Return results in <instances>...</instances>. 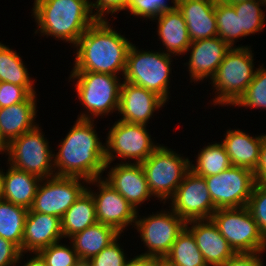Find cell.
<instances>
[{"label": "cell", "mask_w": 266, "mask_h": 266, "mask_svg": "<svg viewBox=\"0 0 266 266\" xmlns=\"http://www.w3.org/2000/svg\"><path fill=\"white\" fill-rule=\"evenodd\" d=\"M155 266H176L171 261H169L166 257H156Z\"/></svg>", "instance_id": "obj_46"}, {"label": "cell", "mask_w": 266, "mask_h": 266, "mask_svg": "<svg viewBox=\"0 0 266 266\" xmlns=\"http://www.w3.org/2000/svg\"><path fill=\"white\" fill-rule=\"evenodd\" d=\"M34 255L29 260H27V262L24 263L23 266H46L44 259L39 253H34Z\"/></svg>", "instance_id": "obj_45"}, {"label": "cell", "mask_w": 266, "mask_h": 266, "mask_svg": "<svg viewBox=\"0 0 266 266\" xmlns=\"http://www.w3.org/2000/svg\"><path fill=\"white\" fill-rule=\"evenodd\" d=\"M232 6L239 15L240 38L263 30L265 13L260 6H266L264 0L244 1Z\"/></svg>", "instance_id": "obj_32"}, {"label": "cell", "mask_w": 266, "mask_h": 266, "mask_svg": "<svg viewBox=\"0 0 266 266\" xmlns=\"http://www.w3.org/2000/svg\"><path fill=\"white\" fill-rule=\"evenodd\" d=\"M41 178L9 165L3 175L2 199L31 209Z\"/></svg>", "instance_id": "obj_24"}, {"label": "cell", "mask_w": 266, "mask_h": 266, "mask_svg": "<svg viewBox=\"0 0 266 266\" xmlns=\"http://www.w3.org/2000/svg\"><path fill=\"white\" fill-rule=\"evenodd\" d=\"M147 125L129 123L118 120L114 123L106 138V166L109 168L117 157L122 160H135L134 163H142L159 146L151 139Z\"/></svg>", "instance_id": "obj_10"}, {"label": "cell", "mask_w": 266, "mask_h": 266, "mask_svg": "<svg viewBox=\"0 0 266 266\" xmlns=\"http://www.w3.org/2000/svg\"><path fill=\"white\" fill-rule=\"evenodd\" d=\"M197 156L196 165L190 162V170L202 177L220 174L231 166L229 156L222 143L215 142L205 146Z\"/></svg>", "instance_id": "obj_30"}, {"label": "cell", "mask_w": 266, "mask_h": 266, "mask_svg": "<svg viewBox=\"0 0 266 266\" xmlns=\"http://www.w3.org/2000/svg\"><path fill=\"white\" fill-rule=\"evenodd\" d=\"M33 16L38 24L35 34L54 36L75 45L97 20L89 0H34Z\"/></svg>", "instance_id": "obj_3"}, {"label": "cell", "mask_w": 266, "mask_h": 266, "mask_svg": "<svg viewBox=\"0 0 266 266\" xmlns=\"http://www.w3.org/2000/svg\"><path fill=\"white\" fill-rule=\"evenodd\" d=\"M118 239L120 236L100 253L85 262L86 266H125L127 256L124 254V249L119 246Z\"/></svg>", "instance_id": "obj_38"}, {"label": "cell", "mask_w": 266, "mask_h": 266, "mask_svg": "<svg viewBox=\"0 0 266 266\" xmlns=\"http://www.w3.org/2000/svg\"><path fill=\"white\" fill-rule=\"evenodd\" d=\"M230 49L219 36L191 42L186 51L187 54L191 50L189 61L184 63L188 66L191 81H203L209 77L211 80Z\"/></svg>", "instance_id": "obj_17"}, {"label": "cell", "mask_w": 266, "mask_h": 266, "mask_svg": "<svg viewBox=\"0 0 266 266\" xmlns=\"http://www.w3.org/2000/svg\"><path fill=\"white\" fill-rule=\"evenodd\" d=\"M117 163L110 168L104 180L119 192L136 210L138 205L148 200L152 194L148 188L141 163Z\"/></svg>", "instance_id": "obj_18"}, {"label": "cell", "mask_w": 266, "mask_h": 266, "mask_svg": "<svg viewBox=\"0 0 266 266\" xmlns=\"http://www.w3.org/2000/svg\"><path fill=\"white\" fill-rule=\"evenodd\" d=\"M153 20H158L157 35L165 46L167 54L184 55L191 44L186 22L176 8L173 11L163 12L160 16Z\"/></svg>", "instance_id": "obj_25"}, {"label": "cell", "mask_w": 266, "mask_h": 266, "mask_svg": "<svg viewBox=\"0 0 266 266\" xmlns=\"http://www.w3.org/2000/svg\"><path fill=\"white\" fill-rule=\"evenodd\" d=\"M246 208L258 224L260 232L266 240V186L255 184Z\"/></svg>", "instance_id": "obj_37"}, {"label": "cell", "mask_w": 266, "mask_h": 266, "mask_svg": "<svg viewBox=\"0 0 266 266\" xmlns=\"http://www.w3.org/2000/svg\"><path fill=\"white\" fill-rule=\"evenodd\" d=\"M215 17L218 36L234 48L235 40L240 37L239 15L235 13V8L216 0Z\"/></svg>", "instance_id": "obj_33"}, {"label": "cell", "mask_w": 266, "mask_h": 266, "mask_svg": "<svg viewBox=\"0 0 266 266\" xmlns=\"http://www.w3.org/2000/svg\"><path fill=\"white\" fill-rule=\"evenodd\" d=\"M30 93L22 86L0 82V108L23 102Z\"/></svg>", "instance_id": "obj_39"}, {"label": "cell", "mask_w": 266, "mask_h": 266, "mask_svg": "<svg viewBox=\"0 0 266 266\" xmlns=\"http://www.w3.org/2000/svg\"><path fill=\"white\" fill-rule=\"evenodd\" d=\"M32 80L19 54L0 42V82L22 86L30 94H36Z\"/></svg>", "instance_id": "obj_28"}, {"label": "cell", "mask_w": 266, "mask_h": 266, "mask_svg": "<svg viewBox=\"0 0 266 266\" xmlns=\"http://www.w3.org/2000/svg\"><path fill=\"white\" fill-rule=\"evenodd\" d=\"M204 178L216 209L246 206L256 184L253 171L233 165Z\"/></svg>", "instance_id": "obj_11"}, {"label": "cell", "mask_w": 266, "mask_h": 266, "mask_svg": "<svg viewBox=\"0 0 266 266\" xmlns=\"http://www.w3.org/2000/svg\"><path fill=\"white\" fill-rule=\"evenodd\" d=\"M93 122L77 119L58 145L59 151L54 152L55 175L87 181L101 178L106 166V146L98 138Z\"/></svg>", "instance_id": "obj_1"}, {"label": "cell", "mask_w": 266, "mask_h": 266, "mask_svg": "<svg viewBox=\"0 0 266 266\" xmlns=\"http://www.w3.org/2000/svg\"><path fill=\"white\" fill-rule=\"evenodd\" d=\"M185 227L193 234L208 266L223 264L236 254L211 219L187 221Z\"/></svg>", "instance_id": "obj_19"}, {"label": "cell", "mask_w": 266, "mask_h": 266, "mask_svg": "<svg viewBox=\"0 0 266 266\" xmlns=\"http://www.w3.org/2000/svg\"><path fill=\"white\" fill-rule=\"evenodd\" d=\"M96 183V184H95ZM97 185L99 192H94L87 186L95 203L96 218L99 223L106 224L122 233L129 225H135L138 210H136L119 192L109 185L102 177L88 181Z\"/></svg>", "instance_id": "obj_15"}, {"label": "cell", "mask_w": 266, "mask_h": 266, "mask_svg": "<svg viewBox=\"0 0 266 266\" xmlns=\"http://www.w3.org/2000/svg\"><path fill=\"white\" fill-rule=\"evenodd\" d=\"M224 4H230L233 5L235 3H240V2H244V1H252V0H218Z\"/></svg>", "instance_id": "obj_48"}, {"label": "cell", "mask_w": 266, "mask_h": 266, "mask_svg": "<svg viewBox=\"0 0 266 266\" xmlns=\"http://www.w3.org/2000/svg\"><path fill=\"white\" fill-rule=\"evenodd\" d=\"M235 253H263L266 240L244 207L216 209L210 218Z\"/></svg>", "instance_id": "obj_9"}, {"label": "cell", "mask_w": 266, "mask_h": 266, "mask_svg": "<svg viewBox=\"0 0 266 266\" xmlns=\"http://www.w3.org/2000/svg\"><path fill=\"white\" fill-rule=\"evenodd\" d=\"M255 69L252 82L233 106L266 109V69L263 66Z\"/></svg>", "instance_id": "obj_34"}, {"label": "cell", "mask_w": 266, "mask_h": 266, "mask_svg": "<svg viewBox=\"0 0 266 266\" xmlns=\"http://www.w3.org/2000/svg\"><path fill=\"white\" fill-rule=\"evenodd\" d=\"M23 253L12 242L0 236V266H17L23 259Z\"/></svg>", "instance_id": "obj_41"}, {"label": "cell", "mask_w": 266, "mask_h": 266, "mask_svg": "<svg viewBox=\"0 0 266 266\" xmlns=\"http://www.w3.org/2000/svg\"><path fill=\"white\" fill-rule=\"evenodd\" d=\"M8 143L3 139V137L0 134V154H4L7 151ZM4 151V152H3ZM3 152V153H2Z\"/></svg>", "instance_id": "obj_47"}, {"label": "cell", "mask_w": 266, "mask_h": 266, "mask_svg": "<svg viewBox=\"0 0 266 266\" xmlns=\"http://www.w3.org/2000/svg\"><path fill=\"white\" fill-rule=\"evenodd\" d=\"M59 243H53L38 252L44 259L46 266H76L80 260L72 244L66 246Z\"/></svg>", "instance_id": "obj_35"}, {"label": "cell", "mask_w": 266, "mask_h": 266, "mask_svg": "<svg viewBox=\"0 0 266 266\" xmlns=\"http://www.w3.org/2000/svg\"><path fill=\"white\" fill-rule=\"evenodd\" d=\"M171 209L185 222L210 219L216 211L204 177L189 170L171 198Z\"/></svg>", "instance_id": "obj_14"}, {"label": "cell", "mask_w": 266, "mask_h": 266, "mask_svg": "<svg viewBox=\"0 0 266 266\" xmlns=\"http://www.w3.org/2000/svg\"><path fill=\"white\" fill-rule=\"evenodd\" d=\"M167 1L169 0H131L127 10L133 16L153 20L163 12L176 9L177 0H171L173 6L169 5Z\"/></svg>", "instance_id": "obj_36"}, {"label": "cell", "mask_w": 266, "mask_h": 266, "mask_svg": "<svg viewBox=\"0 0 266 266\" xmlns=\"http://www.w3.org/2000/svg\"><path fill=\"white\" fill-rule=\"evenodd\" d=\"M36 98V94H30L23 102L0 108V134L7 143L38 125L34 122Z\"/></svg>", "instance_id": "obj_22"}, {"label": "cell", "mask_w": 266, "mask_h": 266, "mask_svg": "<svg viewBox=\"0 0 266 266\" xmlns=\"http://www.w3.org/2000/svg\"><path fill=\"white\" fill-rule=\"evenodd\" d=\"M171 57L173 55L164 51H141L131 44L127 53L124 81L144 87L167 102L170 93Z\"/></svg>", "instance_id": "obj_6"}, {"label": "cell", "mask_w": 266, "mask_h": 266, "mask_svg": "<svg viewBox=\"0 0 266 266\" xmlns=\"http://www.w3.org/2000/svg\"><path fill=\"white\" fill-rule=\"evenodd\" d=\"M112 226L95 223L85 230L71 236L69 240L82 262H87L91 257L100 253L105 247L114 242L120 235Z\"/></svg>", "instance_id": "obj_26"}, {"label": "cell", "mask_w": 266, "mask_h": 266, "mask_svg": "<svg viewBox=\"0 0 266 266\" xmlns=\"http://www.w3.org/2000/svg\"><path fill=\"white\" fill-rule=\"evenodd\" d=\"M76 266H86L85 262L80 261Z\"/></svg>", "instance_id": "obj_50"}, {"label": "cell", "mask_w": 266, "mask_h": 266, "mask_svg": "<svg viewBox=\"0 0 266 266\" xmlns=\"http://www.w3.org/2000/svg\"><path fill=\"white\" fill-rule=\"evenodd\" d=\"M260 255L261 253H236L218 266H264Z\"/></svg>", "instance_id": "obj_42"}, {"label": "cell", "mask_w": 266, "mask_h": 266, "mask_svg": "<svg viewBox=\"0 0 266 266\" xmlns=\"http://www.w3.org/2000/svg\"><path fill=\"white\" fill-rule=\"evenodd\" d=\"M28 210L0 199V236L14 243L22 253V239Z\"/></svg>", "instance_id": "obj_29"}, {"label": "cell", "mask_w": 266, "mask_h": 266, "mask_svg": "<svg viewBox=\"0 0 266 266\" xmlns=\"http://www.w3.org/2000/svg\"><path fill=\"white\" fill-rule=\"evenodd\" d=\"M165 101L144 87L122 81L120 89L118 114L119 120L147 125L153 113L165 106Z\"/></svg>", "instance_id": "obj_16"}, {"label": "cell", "mask_w": 266, "mask_h": 266, "mask_svg": "<svg viewBox=\"0 0 266 266\" xmlns=\"http://www.w3.org/2000/svg\"><path fill=\"white\" fill-rule=\"evenodd\" d=\"M97 222L93 197L85 190L61 218L63 236L70 238Z\"/></svg>", "instance_id": "obj_27"}, {"label": "cell", "mask_w": 266, "mask_h": 266, "mask_svg": "<svg viewBox=\"0 0 266 266\" xmlns=\"http://www.w3.org/2000/svg\"><path fill=\"white\" fill-rule=\"evenodd\" d=\"M225 139L221 141L229 156L231 165L255 171L260 155V147L264 135L250 136L242 130H227Z\"/></svg>", "instance_id": "obj_23"}, {"label": "cell", "mask_w": 266, "mask_h": 266, "mask_svg": "<svg viewBox=\"0 0 266 266\" xmlns=\"http://www.w3.org/2000/svg\"><path fill=\"white\" fill-rule=\"evenodd\" d=\"M3 169H0V199H2V191H3Z\"/></svg>", "instance_id": "obj_49"}, {"label": "cell", "mask_w": 266, "mask_h": 266, "mask_svg": "<svg viewBox=\"0 0 266 266\" xmlns=\"http://www.w3.org/2000/svg\"><path fill=\"white\" fill-rule=\"evenodd\" d=\"M165 257L176 266H208L193 234L186 227L178 234Z\"/></svg>", "instance_id": "obj_31"}, {"label": "cell", "mask_w": 266, "mask_h": 266, "mask_svg": "<svg viewBox=\"0 0 266 266\" xmlns=\"http://www.w3.org/2000/svg\"><path fill=\"white\" fill-rule=\"evenodd\" d=\"M81 181L83 184L88 183L83 178L57 175L42 179L31 210L62 218L87 189V186L82 185Z\"/></svg>", "instance_id": "obj_13"}, {"label": "cell", "mask_w": 266, "mask_h": 266, "mask_svg": "<svg viewBox=\"0 0 266 266\" xmlns=\"http://www.w3.org/2000/svg\"><path fill=\"white\" fill-rule=\"evenodd\" d=\"M156 257L137 255L126 262L125 266H155Z\"/></svg>", "instance_id": "obj_44"}, {"label": "cell", "mask_w": 266, "mask_h": 266, "mask_svg": "<svg viewBox=\"0 0 266 266\" xmlns=\"http://www.w3.org/2000/svg\"><path fill=\"white\" fill-rule=\"evenodd\" d=\"M152 196L163 203L171 199L190 170L189 159L161 144L141 163Z\"/></svg>", "instance_id": "obj_7"}, {"label": "cell", "mask_w": 266, "mask_h": 266, "mask_svg": "<svg viewBox=\"0 0 266 266\" xmlns=\"http://www.w3.org/2000/svg\"><path fill=\"white\" fill-rule=\"evenodd\" d=\"M131 0H96L91 1V12L97 20H106L104 15L118 13L119 11L127 10ZM94 8V9H93ZM96 12H93L95 11Z\"/></svg>", "instance_id": "obj_40"}, {"label": "cell", "mask_w": 266, "mask_h": 266, "mask_svg": "<svg viewBox=\"0 0 266 266\" xmlns=\"http://www.w3.org/2000/svg\"><path fill=\"white\" fill-rule=\"evenodd\" d=\"M251 47L238 46L231 48L219 65L216 74L211 79L215 92V105H234L245 93L252 82L254 70L253 54Z\"/></svg>", "instance_id": "obj_4"}, {"label": "cell", "mask_w": 266, "mask_h": 266, "mask_svg": "<svg viewBox=\"0 0 266 266\" xmlns=\"http://www.w3.org/2000/svg\"><path fill=\"white\" fill-rule=\"evenodd\" d=\"M32 130L11 140L7 146L8 164L41 179L55 176L54 154L42 129Z\"/></svg>", "instance_id": "obj_8"}, {"label": "cell", "mask_w": 266, "mask_h": 266, "mask_svg": "<svg viewBox=\"0 0 266 266\" xmlns=\"http://www.w3.org/2000/svg\"><path fill=\"white\" fill-rule=\"evenodd\" d=\"M107 21L96 20L74 45L77 49L72 71L124 75L132 43Z\"/></svg>", "instance_id": "obj_2"}, {"label": "cell", "mask_w": 266, "mask_h": 266, "mask_svg": "<svg viewBox=\"0 0 266 266\" xmlns=\"http://www.w3.org/2000/svg\"><path fill=\"white\" fill-rule=\"evenodd\" d=\"M255 182L266 186V135L260 147L259 162L254 171Z\"/></svg>", "instance_id": "obj_43"}, {"label": "cell", "mask_w": 266, "mask_h": 266, "mask_svg": "<svg viewBox=\"0 0 266 266\" xmlns=\"http://www.w3.org/2000/svg\"><path fill=\"white\" fill-rule=\"evenodd\" d=\"M61 218L28 210L22 239V253H38L63 238Z\"/></svg>", "instance_id": "obj_20"}, {"label": "cell", "mask_w": 266, "mask_h": 266, "mask_svg": "<svg viewBox=\"0 0 266 266\" xmlns=\"http://www.w3.org/2000/svg\"><path fill=\"white\" fill-rule=\"evenodd\" d=\"M160 211L147 217L137 215L135 225L140 238L148 250L140 255L165 257L178 234L185 228L186 222L172 209Z\"/></svg>", "instance_id": "obj_12"}, {"label": "cell", "mask_w": 266, "mask_h": 266, "mask_svg": "<svg viewBox=\"0 0 266 266\" xmlns=\"http://www.w3.org/2000/svg\"><path fill=\"white\" fill-rule=\"evenodd\" d=\"M71 78L78 79L75 85L78 99L85 110L87 109L80 113L78 119L94 120L95 117L118 111L122 84L119 76L90 71H71L69 79Z\"/></svg>", "instance_id": "obj_5"}, {"label": "cell", "mask_w": 266, "mask_h": 266, "mask_svg": "<svg viewBox=\"0 0 266 266\" xmlns=\"http://www.w3.org/2000/svg\"><path fill=\"white\" fill-rule=\"evenodd\" d=\"M215 5L216 0H177L191 42L218 36Z\"/></svg>", "instance_id": "obj_21"}]
</instances>
